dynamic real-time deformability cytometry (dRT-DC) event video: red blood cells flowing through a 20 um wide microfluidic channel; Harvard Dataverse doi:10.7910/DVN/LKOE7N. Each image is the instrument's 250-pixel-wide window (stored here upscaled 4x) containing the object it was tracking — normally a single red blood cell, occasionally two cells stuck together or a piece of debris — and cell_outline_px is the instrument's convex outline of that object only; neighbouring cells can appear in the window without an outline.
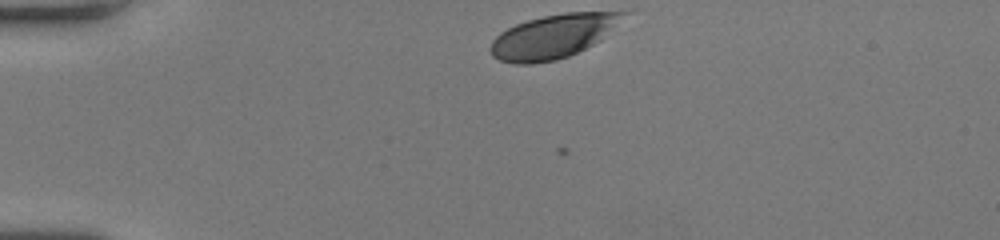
{"species": "human", "species_latin": "Homo sapiens", "temperature_condition": "room temperature", "stored_images_in_passage": 33, "camera_frame_rate_fps": 3000, "um_per_image_px": 0.085, "donor": {"sex": "female"}, "frame": {"image": 1, "passage_image": 1, "time_ms": 0.0, "image_size_px": [1000, 240], "cell_outline_px": [[628, 12], [600, 40], [568, 56], [556, 60], [532, 64], [512, 64], [500, 60], [492, 56], [488, 48], [492, 40], [500, 32], [516, 24], [528, 20], [544, 16], [564, 12]], "centroid_in_image_um": [46.92, 3.11], "position_along_channel_um": 38.1, "area_um2": 33.47}}
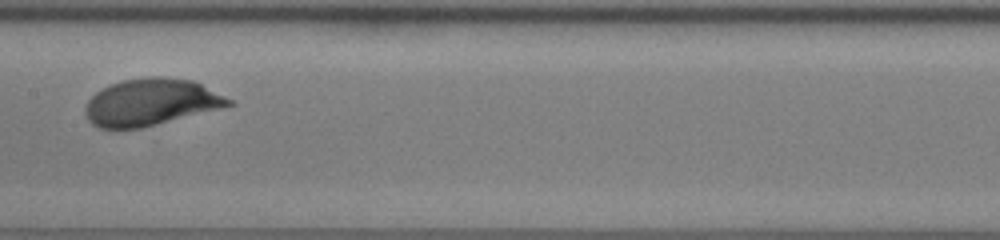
{"frame": {"image": 2, "passage_image": 17, "time_ms": 5.333, "image_size_px": [1000, 240], "cell_outline_px": [[236, 104], [140, 128], [100, 128], [92, 124], [88, 120], [84, 112], [84, 108], [88, 100], [96, 92], [120, 80], [148, 76], [160, 76], [192, 80], [232, 100]], "centroid_in_image_um": [12.79, 8.68], "position_along_channel_um": 194.6, "area_um2": 38.78}}
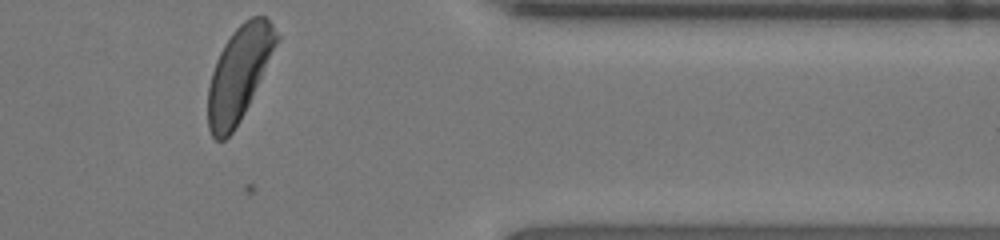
{"frame": {"image": 3, "passage_image": 33, "time_ms": 10.667, "image_size_px": [1000, 240], "cell_outline_px": [[280, 40], [240, 120], [232, 132], [224, 140], [216, 140], [212, 136], [208, 128], [208, 88], [212, 72], [216, 60], [224, 44], [232, 32], [244, 20], [252, 16], [264, 16], [272, 24], [280, 36]], "centroid_in_image_um": [20.32, 6.23], "position_along_channel_um": 391.1, "area_um2": 37.17}, "authors_computed_cell_mechanics": {"area_um2": 38.726, "velocity_mm_per_s": 3.9612, "shape_relaxation_time_tau1_ms": 2.5366, "shape_relaxation_time_tau2_ms": null, "deformation_change_tau1": 0.1391, "deformation_change_tau2": null}}